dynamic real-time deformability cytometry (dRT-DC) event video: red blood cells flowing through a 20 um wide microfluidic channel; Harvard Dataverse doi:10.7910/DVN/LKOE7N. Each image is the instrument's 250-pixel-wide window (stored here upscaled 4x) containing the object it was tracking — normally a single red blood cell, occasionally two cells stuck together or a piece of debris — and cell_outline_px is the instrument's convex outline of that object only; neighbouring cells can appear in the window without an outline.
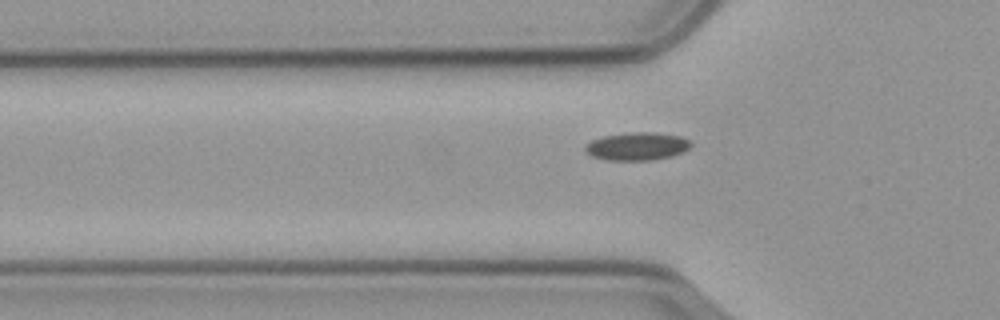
{"species": "common noctule bat (a hibernating species)", "species_latin": "Nyctalus noctula", "temperature_condition": "cold", "stored_images_in_passage": 40, "camera_frame_rate_fps": 3000, "um_per_image_px": 0.085, "animal": {"sex": "male", "body_mass_g": 23.1, "forearm_length_mm": 52.7}, "frame": {"image": 1, "passage_image": 6, "time_ms": 1.667, "image_size_px": [1000, 320], "cell_outline_px": [[692, 144], [688, 148], [672, 156], [652, 160], [608, 160], [592, 156], [584, 148], [584, 144], [592, 140], [604, 136], [632, 132], [656, 132], [680, 136], [688, 140]], "centroid_in_image_um": [54.14, 12.43], "position_along_channel_um": 71.7, "area_um2": 17.05}}
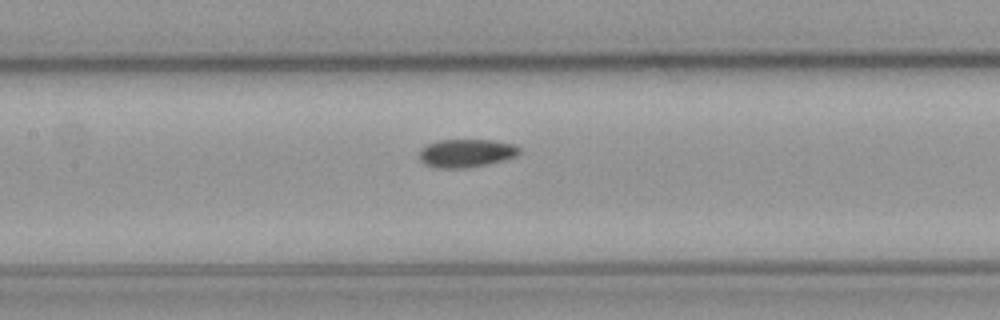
{"frame": {"image": 2, "passage_image": 14, "time_ms": 4.333, "image_size_px": [1000, 320], "cell_outline_px": [[520, 152], [516, 156], [504, 160], [488, 164], [468, 168], [436, 168], [424, 164], [420, 160], [420, 148], [428, 144], [440, 140], [492, 140], [516, 144], [520, 148]], "centroid_in_image_um": [39.64, 13.02], "position_along_channel_um": 167.8, "area_um2": 16.59}}
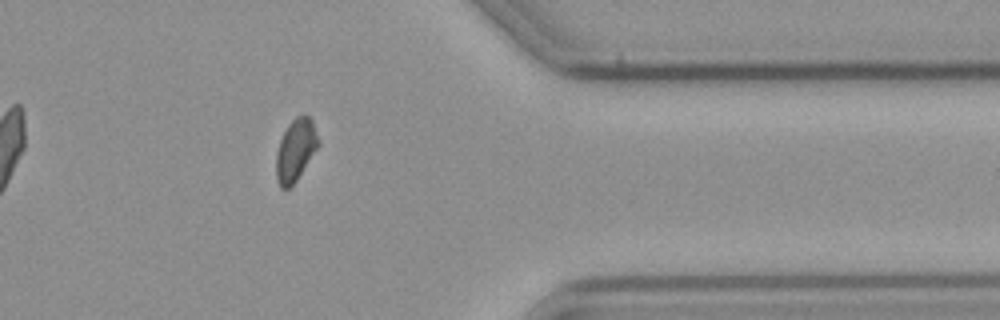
{"frame": {"image": 3, "passage_image": 34, "time_ms": 11.0, "image_size_px": [1000, 320], "cell_outline_px": [[320, 144], [296, 180], [288, 188], [280, 188], [276, 180], [276, 152], [280, 140], [288, 124], [296, 116], [304, 112], [312, 120], [320, 140]], "centroid_in_image_um": [25.13, 12.72], "position_along_channel_um": 386.3, "area_um2": 15.32}, "authors_computed_cell_mechanics": {"area_um2": 16.0684, "velocity_mm_per_s": 3.5562, "shape_relaxation_time_tau1_ms": null, "shape_relaxation_time_tau2_ms": 9.7885, "deformation_change_tau1": null, "deformation_change_tau2": 0.1224}}